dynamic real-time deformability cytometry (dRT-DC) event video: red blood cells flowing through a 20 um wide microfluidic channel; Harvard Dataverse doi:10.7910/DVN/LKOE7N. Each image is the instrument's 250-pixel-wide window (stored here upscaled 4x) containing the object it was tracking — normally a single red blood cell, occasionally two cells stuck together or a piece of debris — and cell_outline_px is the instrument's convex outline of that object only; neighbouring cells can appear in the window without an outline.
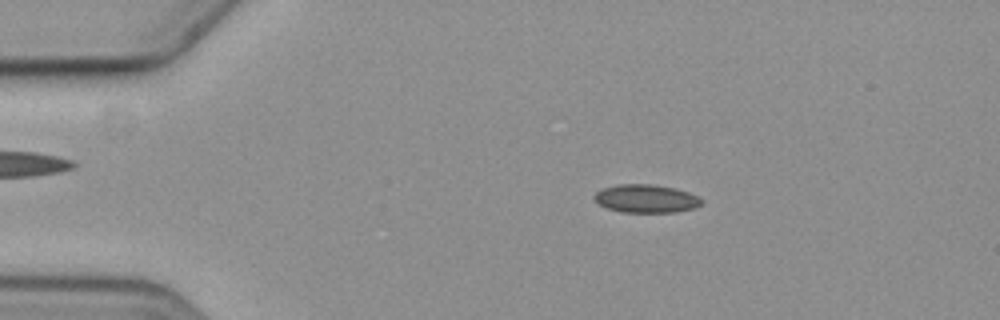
{"species": "common noctule bat (a hibernating species)", "species_latin": "Nyctalus noctula", "temperature_condition": "cold", "stored_images_in_passage": 5, "camera_frame_rate_fps": 3000, "um_per_image_px": 0.085, "animal": {"sex": "female", "body_mass_g": 19.3, "forearm_length_mm": 54.1}, "frame": {"image": 1, "passage_image": 3, "time_ms": 2.333, "image_size_px": [1000, 320], "cell_outline_px": [[704, 200], [696, 208], [676, 212], [620, 212], [608, 208], [600, 204], [592, 196], [596, 192], [604, 188], [616, 184], [652, 184], [676, 188], [688, 192]], "centroid_in_image_um": [54.93, 16.88], "position_along_channel_um": 30.1, "area_um2": 17.63}}
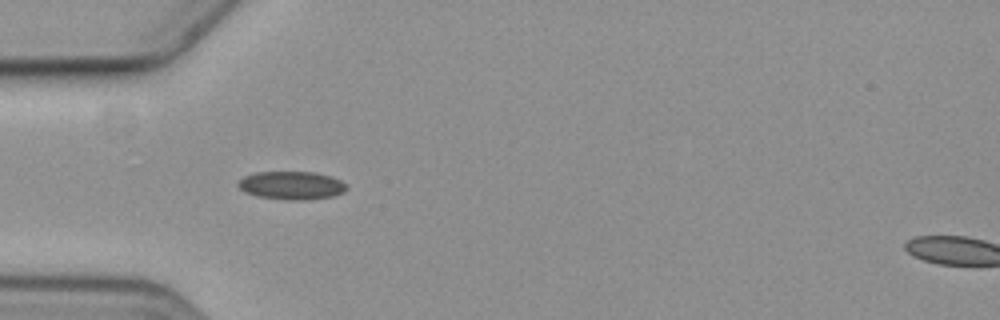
{"frame": {"image": 2, "passage_image": 5, "time_ms": 4.667, "image_size_px": [1000, 320], "cell_outline_px": [[348, 188], [344, 192], [332, 196], [308, 200], [284, 200], [256, 196], [244, 192], [236, 184], [244, 176], [256, 172], [316, 172], [332, 176], [348, 184]], "centroid_in_image_um": [24.8, 15.76], "position_along_channel_um": 60.2, "area_um2": 18.09}}